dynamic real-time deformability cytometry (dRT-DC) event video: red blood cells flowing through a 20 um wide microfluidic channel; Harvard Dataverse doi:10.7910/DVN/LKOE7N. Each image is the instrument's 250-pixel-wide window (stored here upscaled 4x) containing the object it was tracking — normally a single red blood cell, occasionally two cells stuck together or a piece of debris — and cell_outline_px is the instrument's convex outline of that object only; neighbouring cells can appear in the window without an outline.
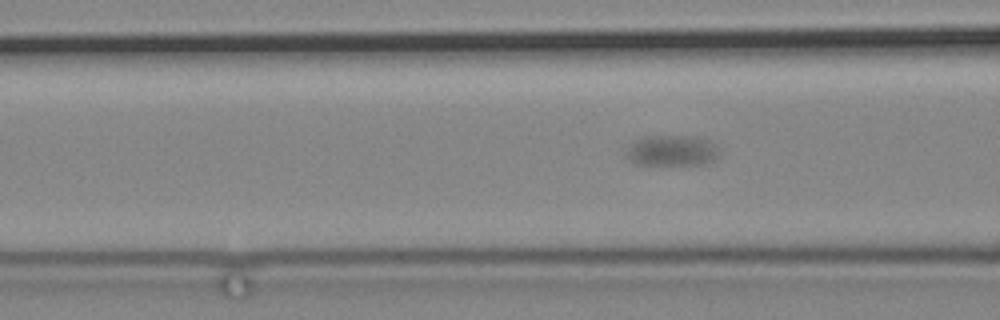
{"species": "common noctule bat (a hibernating species)", "species_latin": "Nyctalus noctula", "temperature_condition": "cold", "stored_images_in_passage": 111, "camera_frame_rate_fps": 3000, "um_per_image_px": 0.085, "animal": {"sex": "male", "body_mass_g": 19.2, "forearm_length_mm": 51.8}, "frame": {"image": 1, "passage_image": 49, "time_ms": 16.0, "image_size_px": [1000, 320], "cell_outline_px": [[720, 152], [712, 160], [704, 164], [632, 164], [624, 156], [624, 152], [632, 140], [644, 136], [696, 136], [708, 140], [716, 144], [720, 148]], "centroid_in_image_um": [57.04, 12.79], "position_along_channel_um": 109.6, "area_um2": 17.05}}
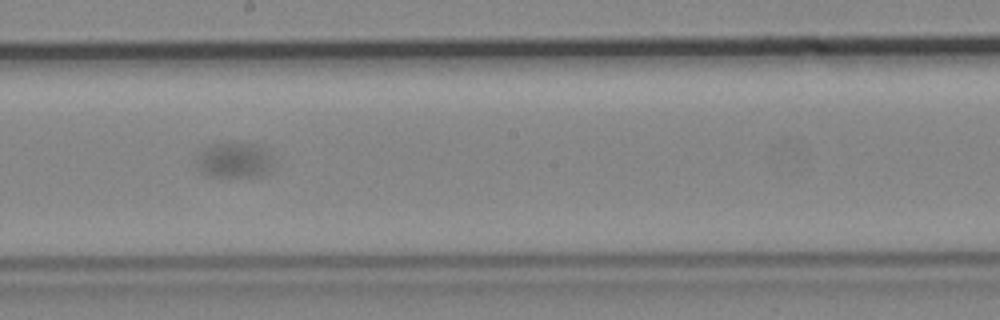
{"frame": {"image": 2, "passage_image": 65, "time_ms": 21.333, "image_size_px": [1000, 320], "cell_outline_px": [[272, 168], [268, 172], [260, 176], [216, 176], [204, 172], [200, 168], [196, 160], [204, 148], [208, 144], [256, 144], [264, 148], [272, 160]], "centroid_in_image_um": [19.95, 13.61], "position_along_channel_um": 228.2, "area_um2": 15.26}}
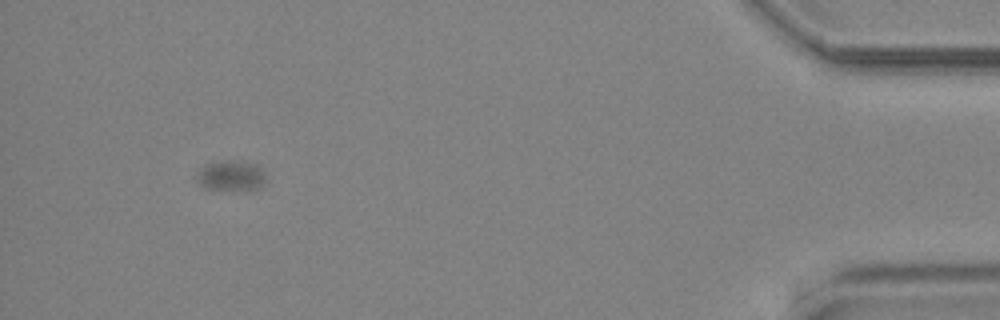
{"frame": {"image": 3, "passage_image": 103, "time_ms": 34.0, "image_size_px": [1000, 320], "cell_outline_px": [[264, 180], [260, 188], [208, 188], [200, 184], [196, 180], [196, 172], [204, 164], [224, 160], [232, 160], [256, 164], [264, 172]], "centroid_in_image_um": [19.58, 14.88], "position_along_channel_um": 415.6, "area_um2": 11.79}}